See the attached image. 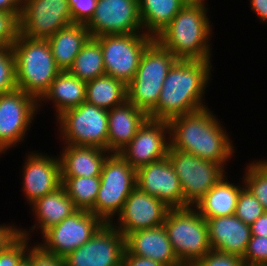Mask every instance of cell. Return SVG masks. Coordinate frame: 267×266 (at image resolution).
Returning a JSON list of instances; mask_svg holds the SVG:
<instances>
[{"mask_svg":"<svg viewBox=\"0 0 267 266\" xmlns=\"http://www.w3.org/2000/svg\"><path fill=\"white\" fill-rule=\"evenodd\" d=\"M127 100V86L109 75L86 82L85 102L110 110Z\"/></svg>","mask_w":267,"mask_h":266,"instance_id":"cell-29","label":"cell"},{"mask_svg":"<svg viewBox=\"0 0 267 266\" xmlns=\"http://www.w3.org/2000/svg\"><path fill=\"white\" fill-rule=\"evenodd\" d=\"M28 247L26 259L30 266H65L64 258L45 251L39 244L35 243Z\"/></svg>","mask_w":267,"mask_h":266,"instance_id":"cell-38","label":"cell"},{"mask_svg":"<svg viewBox=\"0 0 267 266\" xmlns=\"http://www.w3.org/2000/svg\"><path fill=\"white\" fill-rule=\"evenodd\" d=\"M212 250L243 257L251 237L250 225L235 215L206 220Z\"/></svg>","mask_w":267,"mask_h":266,"instance_id":"cell-21","label":"cell"},{"mask_svg":"<svg viewBox=\"0 0 267 266\" xmlns=\"http://www.w3.org/2000/svg\"><path fill=\"white\" fill-rule=\"evenodd\" d=\"M125 248L133 255L153 259L165 266L181 265L163 225L128 234Z\"/></svg>","mask_w":267,"mask_h":266,"instance_id":"cell-22","label":"cell"},{"mask_svg":"<svg viewBox=\"0 0 267 266\" xmlns=\"http://www.w3.org/2000/svg\"><path fill=\"white\" fill-rule=\"evenodd\" d=\"M121 266H165V265L160 262L154 261L153 259L150 258L133 255L125 248Z\"/></svg>","mask_w":267,"mask_h":266,"instance_id":"cell-42","label":"cell"},{"mask_svg":"<svg viewBox=\"0 0 267 266\" xmlns=\"http://www.w3.org/2000/svg\"><path fill=\"white\" fill-rule=\"evenodd\" d=\"M169 146L168 121L147 118L119 154L137 170L167 157Z\"/></svg>","mask_w":267,"mask_h":266,"instance_id":"cell-17","label":"cell"},{"mask_svg":"<svg viewBox=\"0 0 267 266\" xmlns=\"http://www.w3.org/2000/svg\"><path fill=\"white\" fill-rule=\"evenodd\" d=\"M101 45L106 75L126 86L137 72L145 49L155 40L146 33L113 34L95 37Z\"/></svg>","mask_w":267,"mask_h":266,"instance_id":"cell-10","label":"cell"},{"mask_svg":"<svg viewBox=\"0 0 267 266\" xmlns=\"http://www.w3.org/2000/svg\"><path fill=\"white\" fill-rule=\"evenodd\" d=\"M163 226L181 264L194 265L211 250L207 221L194 206L170 208Z\"/></svg>","mask_w":267,"mask_h":266,"instance_id":"cell-6","label":"cell"},{"mask_svg":"<svg viewBox=\"0 0 267 266\" xmlns=\"http://www.w3.org/2000/svg\"><path fill=\"white\" fill-rule=\"evenodd\" d=\"M73 23L86 25L94 15L97 0H68Z\"/></svg>","mask_w":267,"mask_h":266,"instance_id":"cell-40","label":"cell"},{"mask_svg":"<svg viewBox=\"0 0 267 266\" xmlns=\"http://www.w3.org/2000/svg\"><path fill=\"white\" fill-rule=\"evenodd\" d=\"M144 33L155 38L183 7L179 0H138Z\"/></svg>","mask_w":267,"mask_h":266,"instance_id":"cell-28","label":"cell"},{"mask_svg":"<svg viewBox=\"0 0 267 266\" xmlns=\"http://www.w3.org/2000/svg\"><path fill=\"white\" fill-rule=\"evenodd\" d=\"M62 186L73 200L77 210L91 211L95 206L100 186V176L61 177Z\"/></svg>","mask_w":267,"mask_h":266,"instance_id":"cell-31","label":"cell"},{"mask_svg":"<svg viewBox=\"0 0 267 266\" xmlns=\"http://www.w3.org/2000/svg\"><path fill=\"white\" fill-rule=\"evenodd\" d=\"M242 259L246 266H267V237L251 235Z\"/></svg>","mask_w":267,"mask_h":266,"instance_id":"cell-37","label":"cell"},{"mask_svg":"<svg viewBox=\"0 0 267 266\" xmlns=\"http://www.w3.org/2000/svg\"><path fill=\"white\" fill-rule=\"evenodd\" d=\"M179 266H193V265H191V264H181Z\"/></svg>","mask_w":267,"mask_h":266,"instance_id":"cell-48","label":"cell"},{"mask_svg":"<svg viewBox=\"0 0 267 266\" xmlns=\"http://www.w3.org/2000/svg\"><path fill=\"white\" fill-rule=\"evenodd\" d=\"M21 13L0 10V48L12 47L20 34Z\"/></svg>","mask_w":267,"mask_h":266,"instance_id":"cell-35","label":"cell"},{"mask_svg":"<svg viewBox=\"0 0 267 266\" xmlns=\"http://www.w3.org/2000/svg\"><path fill=\"white\" fill-rule=\"evenodd\" d=\"M55 120L60 144L107 150L108 110L84 102L65 110Z\"/></svg>","mask_w":267,"mask_h":266,"instance_id":"cell-8","label":"cell"},{"mask_svg":"<svg viewBox=\"0 0 267 266\" xmlns=\"http://www.w3.org/2000/svg\"><path fill=\"white\" fill-rule=\"evenodd\" d=\"M212 61L177 60L169 69L157 105L148 118L169 121L207 107L205 90L215 69Z\"/></svg>","mask_w":267,"mask_h":266,"instance_id":"cell-2","label":"cell"},{"mask_svg":"<svg viewBox=\"0 0 267 266\" xmlns=\"http://www.w3.org/2000/svg\"><path fill=\"white\" fill-rule=\"evenodd\" d=\"M23 156L21 192L28 206L62 186L60 160L56 155L27 151Z\"/></svg>","mask_w":267,"mask_h":266,"instance_id":"cell-16","label":"cell"},{"mask_svg":"<svg viewBox=\"0 0 267 266\" xmlns=\"http://www.w3.org/2000/svg\"><path fill=\"white\" fill-rule=\"evenodd\" d=\"M37 114L38 101L23 90L0 94V157L23 145Z\"/></svg>","mask_w":267,"mask_h":266,"instance_id":"cell-9","label":"cell"},{"mask_svg":"<svg viewBox=\"0 0 267 266\" xmlns=\"http://www.w3.org/2000/svg\"><path fill=\"white\" fill-rule=\"evenodd\" d=\"M147 118L143 111L128 100L108 110L107 151L109 153L122 151Z\"/></svg>","mask_w":267,"mask_h":266,"instance_id":"cell-23","label":"cell"},{"mask_svg":"<svg viewBox=\"0 0 267 266\" xmlns=\"http://www.w3.org/2000/svg\"><path fill=\"white\" fill-rule=\"evenodd\" d=\"M73 24L68 0H23L20 34L48 39L58 30Z\"/></svg>","mask_w":267,"mask_h":266,"instance_id":"cell-13","label":"cell"},{"mask_svg":"<svg viewBox=\"0 0 267 266\" xmlns=\"http://www.w3.org/2000/svg\"><path fill=\"white\" fill-rule=\"evenodd\" d=\"M23 0H0V10L12 11L13 13L22 12Z\"/></svg>","mask_w":267,"mask_h":266,"instance_id":"cell-45","label":"cell"},{"mask_svg":"<svg viewBox=\"0 0 267 266\" xmlns=\"http://www.w3.org/2000/svg\"><path fill=\"white\" fill-rule=\"evenodd\" d=\"M213 112L207 106L170 119V147L216 162L227 170L232 157L236 156V146L223 122Z\"/></svg>","mask_w":267,"mask_h":266,"instance_id":"cell-1","label":"cell"},{"mask_svg":"<svg viewBox=\"0 0 267 266\" xmlns=\"http://www.w3.org/2000/svg\"><path fill=\"white\" fill-rule=\"evenodd\" d=\"M104 222L92 212L76 210L62 222L47 229L36 242L45 251L65 257L89 241Z\"/></svg>","mask_w":267,"mask_h":266,"instance_id":"cell-12","label":"cell"},{"mask_svg":"<svg viewBox=\"0 0 267 266\" xmlns=\"http://www.w3.org/2000/svg\"><path fill=\"white\" fill-rule=\"evenodd\" d=\"M68 71L85 82L106 74L102 48L95 37L84 44Z\"/></svg>","mask_w":267,"mask_h":266,"instance_id":"cell-30","label":"cell"},{"mask_svg":"<svg viewBox=\"0 0 267 266\" xmlns=\"http://www.w3.org/2000/svg\"><path fill=\"white\" fill-rule=\"evenodd\" d=\"M136 186L170 208H184L181 183L168 157L137 169Z\"/></svg>","mask_w":267,"mask_h":266,"instance_id":"cell-19","label":"cell"},{"mask_svg":"<svg viewBox=\"0 0 267 266\" xmlns=\"http://www.w3.org/2000/svg\"><path fill=\"white\" fill-rule=\"evenodd\" d=\"M251 162V163H250ZM243 171L244 186L257 198L267 211V160H250Z\"/></svg>","mask_w":267,"mask_h":266,"instance_id":"cell-32","label":"cell"},{"mask_svg":"<svg viewBox=\"0 0 267 266\" xmlns=\"http://www.w3.org/2000/svg\"><path fill=\"white\" fill-rule=\"evenodd\" d=\"M18 266H30V262L24 258Z\"/></svg>","mask_w":267,"mask_h":266,"instance_id":"cell-47","label":"cell"},{"mask_svg":"<svg viewBox=\"0 0 267 266\" xmlns=\"http://www.w3.org/2000/svg\"><path fill=\"white\" fill-rule=\"evenodd\" d=\"M58 155L61 177L100 176L104 161L110 154L95 146H76L62 144Z\"/></svg>","mask_w":267,"mask_h":266,"instance_id":"cell-24","label":"cell"},{"mask_svg":"<svg viewBox=\"0 0 267 266\" xmlns=\"http://www.w3.org/2000/svg\"><path fill=\"white\" fill-rule=\"evenodd\" d=\"M86 82L67 71H60L52 81L48 91L38 101V113L46 104L53 105L55 118L65 110L85 102ZM45 103V105H44Z\"/></svg>","mask_w":267,"mask_h":266,"instance_id":"cell-25","label":"cell"},{"mask_svg":"<svg viewBox=\"0 0 267 266\" xmlns=\"http://www.w3.org/2000/svg\"><path fill=\"white\" fill-rule=\"evenodd\" d=\"M209 10L183 6L154 39L178 60H212L214 29Z\"/></svg>","mask_w":267,"mask_h":266,"instance_id":"cell-3","label":"cell"},{"mask_svg":"<svg viewBox=\"0 0 267 266\" xmlns=\"http://www.w3.org/2000/svg\"><path fill=\"white\" fill-rule=\"evenodd\" d=\"M182 6L202 7L208 6V0H179Z\"/></svg>","mask_w":267,"mask_h":266,"instance_id":"cell-46","label":"cell"},{"mask_svg":"<svg viewBox=\"0 0 267 266\" xmlns=\"http://www.w3.org/2000/svg\"><path fill=\"white\" fill-rule=\"evenodd\" d=\"M16 71L12 47L0 48V94L15 90Z\"/></svg>","mask_w":267,"mask_h":266,"instance_id":"cell-34","label":"cell"},{"mask_svg":"<svg viewBox=\"0 0 267 266\" xmlns=\"http://www.w3.org/2000/svg\"><path fill=\"white\" fill-rule=\"evenodd\" d=\"M177 60L154 40L145 49L137 72L127 85V100L148 116L155 109L167 73Z\"/></svg>","mask_w":267,"mask_h":266,"instance_id":"cell-5","label":"cell"},{"mask_svg":"<svg viewBox=\"0 0 267 266\" xmlns=\"http://www.w3.org/2000/svg\"><path fill=\"white\" fill-rule=\"evenodd\" d=\"M90 37L89 30L85 25L73 23L63 27L46 39L56 66L61 71H67Z\"/></svg>","mask_w":267,"mask_h":266,"instance_id":"cell-27","label":"cell"},{"mask_svg":"<svg viewBox=\"0 0 267 266\" xmlns=\"http://www.w3.org/2000/svg\"><path fill=\"white\" fill-rule=\"evenodd\" d=\"M225 174L195 205L194 207L206 220L214 217L231 216L235 214L240 190L244 187L243 179L240 183H233Z\"/></svg>","mask_w":267,"mask_h":266,"instance_id":"cell-26","label":"cell"},{"mask_svg":"<svg viewBox=\"0 0 267 266\" xmlns=\"http://www.w3.org/2000/svg\"><path fill=\"white\" fill-rule=\"evenodd\" d=\"M136 187V169L119 153H110L102 166L100 186L90 211L104 223H112Z\"/></svg>","mask_w":267,"mask_h":266,"instance_id":"cell-7","label":"cell"},{"mask_svg":"<svg viewBox=\"0 0 267 266\" xmlns=\"http://www.w3.org/2000/svg\"><path fill=\"white\" fill-rule=\"evenodd\" d=\"M19 235V227L16 223L0 224V252Z\"/></svg>","mask_w":267,"mask_h":266,"instance_id":"cell-41","label":"cell"},{"mask_svg":"<svg viewBox=\"0 0 267 266\" xmlns=\"http://www.w3.org/2000/svg\"><path fill=\"white\" fill-rule=\"evenodd\" d=\"M265 209L257 198L244 186L240 190L238 197L235 216L245 224L251 225L263 213Z\"/></svg>","mask_w":267,"mask_h":266,"instance_id":"cell-33","label":"cell"},{"mask_svg":"<svg viewBox=\"0 0 267 266\" xmlns=\"http://www.w3.org/2000/svg\"><path fill=\"white\" fill-rule=\"evenodd\" d=\"M85 26L91 37L144 33L138 0H97L94 15Z\"/></svg>","mask_w":267,"mask_h":266,"instance_id":"cell-15","label":"cell"},{"mask_svg":"<svg viewBox=\"0 0 267 266\" xmlns=\"http://www.w3.org/2000/svg\"><path fill=\"white\" fill-rule=\"evenodd\" d=\"M250 1L249 5L251 7V11L255 14L260 23L267 24V0H248Z\"/></svg>","mask_w":267,"mask_h":266,"instance_id":"cell-43","label":"cell"},{"mask_svg":"<svg viewBox=\"0 0 267 266\" xmlns=\"http://www.w3.org/2000/svg\"><path fill=\"white\" fill-rule=\"evenodd\" d=\"M28 207L31 208L30 211L33 213L35 222L29 229L19 226V234L30 239L34 238L35 231L42 235L47 229L59 224L77 210L63 186L35 200Z\"/></svg>","mask_w":267,"mask_h":266,"instance_id":"cell-20","label":"cell"},{"mask_svg":"<svg viewBox=\"0 0 267 266\" xmlns=\"http://www.w3.org/2000/svg\"><path fill=\"white\" fill-rule=\"evenodd\" d=\"M125 237L104 223L93 237L64 257L65 266H121Z\"/></svg>","mask_w":267,"mask_h":266,"instance_id":"cell-14","label":"cell"},{"mask_svg":"<svg viewBox=\"0 0 267 266\" xmlns=\"http://www.w3.org/2000/svg\"><path fill=\"white\" fill-rule=\"evenodd\" d=\"M169 209L163 201L136 186L111 224L126 237L138 230L163 225Z\"/></svg>","mask_w":267,"mask_h":266,"instance_id":"cell-18","label":"cell"},{"mask_svg":"<svg viewBox=\"0 0 267 266\" xmlns=\"http://www.w3.org/2000/svg\"><path fill=\"white\" fill-rule=\"evenodd\" d=\"M242 257L234 254L210 250L203 258L199 259L193 266H244Z\"/></svg>","mask_w":267,"mask_h":266,"instance_id":"cell-39","label":"cell"},{"mask_svg":"<svg viewBox=\"0 0 267 266\" xmlns=\"http://www.w3.org/2000/svg\"><path fill=\"white\" fill-rule=\"evenodd\" d=\"M167 157L179 178L184 207L194 206L225 174L218 163L169 146Z\"/></svg>","mask_w":267,"mask_h":266,"instance_id":"cell-11","label":"cell"},{"mask_svg":"<svg viewBox=\"0 0 267 266\" xmlns=\"http://www.w3.org/2000/svg\"><path fill=\"white\" fill-rule=\"evenodd\" d=\"M31 244L32 241L29 237L19 234L0 252V266H18L26 257Z\"/></svg>","mask_w":267,"mask_h":266,"instance_id":"cell-36","label":"cell"},{"mask_svg":"<svg viewBox=\"0 0 267 266\" xmlns=\"http://www.w3.org/2000/svg\"><path fill=\"white\" fill-rule=\"evenodd\" d=\"M12 50L16 87L39 101L61 71L56 66L48 41L19 34Z\"/></svg>","mask_w":267,"mask_h":266,"instance_id":"cell-4","label":"cell"},{"mask_svg":"<svg viewBox=\"0 0 267 266\" xmlns=\"http://www.w3.org/2000/svg\"><path fill=\"white\" fill-rule=\"evenodd\" d=\"M251 235L267 237V211L250 225Z\"/></svg>","mask_w":267,"mask_h":266,"instance_id":"cell-44","label":"cell"}]
</instances>
